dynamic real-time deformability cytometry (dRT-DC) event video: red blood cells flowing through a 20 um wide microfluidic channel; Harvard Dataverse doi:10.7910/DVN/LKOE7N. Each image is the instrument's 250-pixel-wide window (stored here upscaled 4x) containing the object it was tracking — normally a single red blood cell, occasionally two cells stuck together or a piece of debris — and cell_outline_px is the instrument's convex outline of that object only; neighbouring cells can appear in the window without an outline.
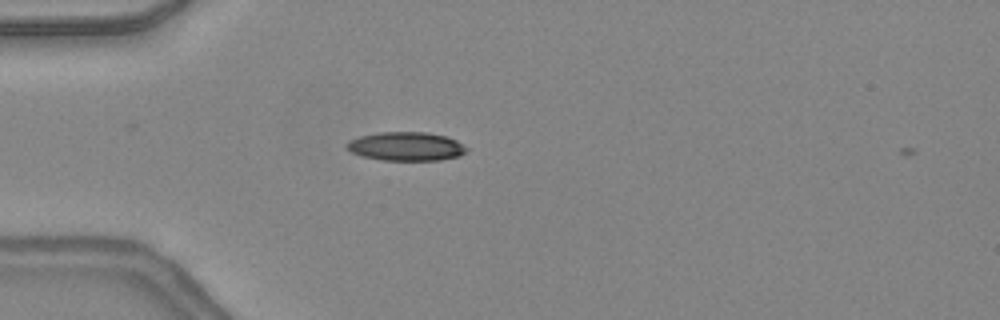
{"species": "common noctule bat (a hibernating species)", "species_latin": "Nyctalus noctula", "temperature_condition": "warm", "stored_images_in_passage": 36, "camera_frame_rate_fps": 3000, "um_per_image_px": 0.085, "animal": {"sex": "female", "body_mass_g": 24.6, "forearm_length_mm": 56.2}, "frame": {"image": 1, "passage_image": 2, "time_ms": 0.333, "image_size_px": [1000, 320], "cell_outline_px": [[468, 148], [460, 156], [440, 160], [380, 160], [360, 156], [352, 152], [344, 144], [348, 140], [360, 136], [380, 132], [428, 132], [448, 136], [456, 140]], "centroid_in_image_um": [34.51, 12.44], "position_along_channel_um": 50.5, "area_um2": 20.23}}
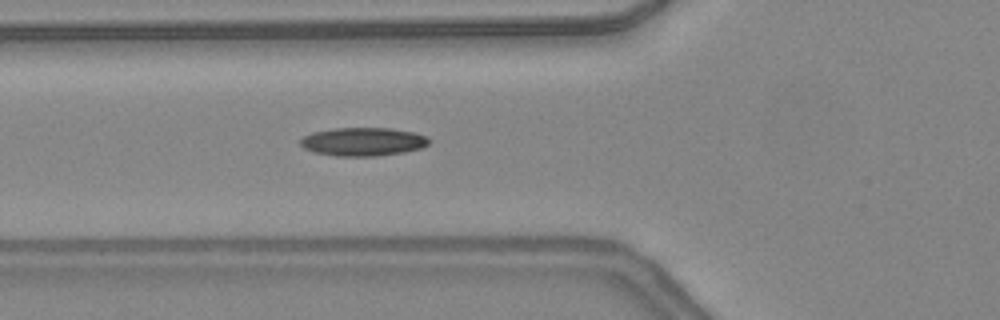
{"frame": {"image": 2, "passage_image": 6, "time_ms": 1.667, "image_size_px": [1000, 320], "cell_outline_px": [[432, 140], [428, 144], [420, 148], [404, 152], [372, 156], [336, 156], [316, 152], [304, 148], [300, 144], [300, 140], [304, 136], [312, 132], [336, 128], [392, 128], [412, 132], [428, 136]], "centroid_in_image_um": [30.88, 12.03], "position_along_channel_um": 94.9, "area_um2": 21.21}}
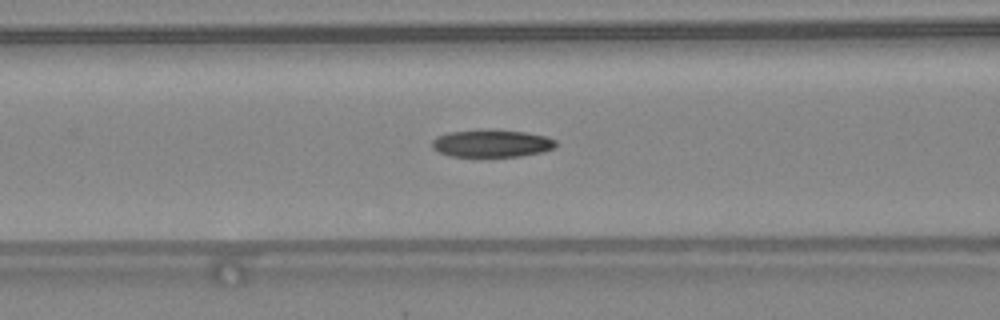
{"frame": {"image": 3, "passage_image": 8, "time_ms": 2.333, "image_size_px": [1000, 320], "cell_outline_px": [[556, 144], [552, 148], [540, 152], [520, 156], [448, 156], [432, 148], [432, 140], [436, 136], [448, 132], [480, 128], [524, 132], [544, 136], [556, 140]], "centroid_in_image_um": [41.72, 12.16], "position_along_channel_um": 124.9, "area_um2": 19.88}, "authors_computed_cell_mechanics": {"area_um2": 20.3456, "velocity_mm_per_s": 4.4054, "shape_relaxation_time_tau1_ms": null, "shape_relaxation_time_tau2_ms": 2.6667, "deformation_change_tau1": null, "deformation_change_tau2": 0.1038}}